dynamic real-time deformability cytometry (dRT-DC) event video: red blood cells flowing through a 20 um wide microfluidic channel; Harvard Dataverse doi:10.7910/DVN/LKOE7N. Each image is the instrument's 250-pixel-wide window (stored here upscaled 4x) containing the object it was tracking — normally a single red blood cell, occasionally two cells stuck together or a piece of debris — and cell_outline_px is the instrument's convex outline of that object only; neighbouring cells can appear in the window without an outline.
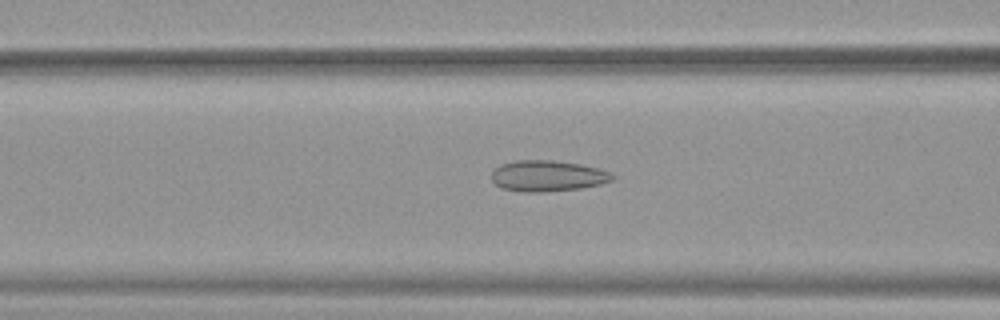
{"species": "common noctule bat (a hibernating species)", "species_latin": "Nyctalus noctula", "temperature_condition": "warm", "stored_images_in_passage": 44, "camera_frame_rate_fps": 3000, "um_per_image_px": 0.085, "animal": {"sex": "female", "body_mass_g": 19.9}, "frame": {"image": 1, "passage_image": 20, "time_ms": 6.333, "image_size_px": [1000, 320], "cell_outline_px": [[616, 176], [612, 180], [600, 184], [580, 188], [540, 192], [524, 192], [500, 188], [492, 180], [492, 172], [500, 164], [516, 160], [552, 160], [580, 164], [612, 172]], "centroid_in_image_um": [46.54, 14.95], "position_along_channel_um": 120.1, "area_um2": 21.79}}
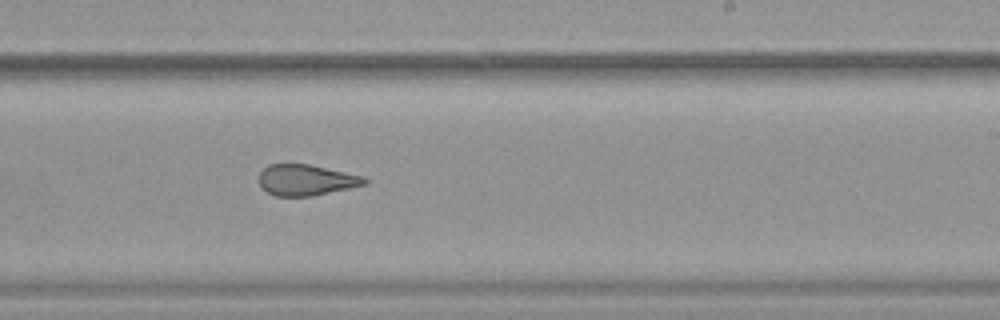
{"frame": {"image": 2, "passage_image": 31, "time_ms": 10.0, "image_size_px": [1000, 320], "cell_outline_px": [[372, 180], [368, 184], [312, 196], [276, 196], [260, 188], [256, 180], [260, 172], [268, 164], [308, 164], [364, 176]], "centroid_in_image_um": [26.01, 15.3], "position_along_channel_um": 263.0, "area_um2": 19.36}}
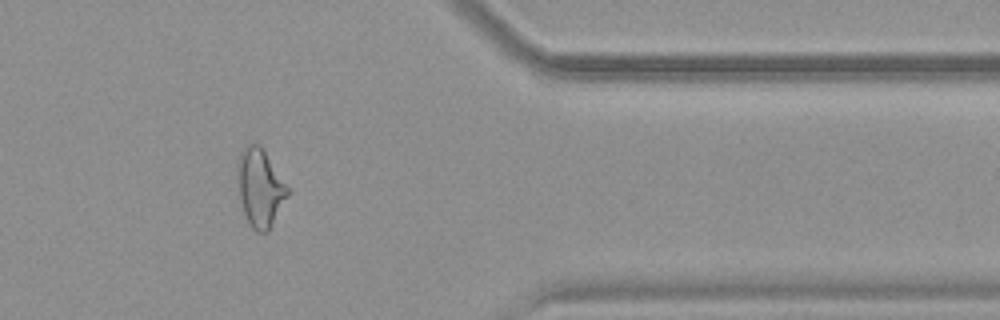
{"frame": {"image": 3, "passage_image": 42, "time_ms": 13.667, "image_size_px": [1000, 320], "cell_outline_px": [[288, 196], [268, 232], [256, 232], [248, 224], [236, 196], [236, 164], [240, 152], [248, 144], [260, 144], [288, 188]], "centroid_in_image_um": [22.03, 15.99], "position_along_channel_um": 389.4, "area_um2": 23.24}, "authors_computed_cell_mechanics": {"area_um2": 22.3108, "velocity_mm_per_s": 3.909, "shape_relaxation_time_tau1_ms": null, "shape_relaxation_time_tau2_ms": 1.5407, "deformation_change_tau1": null, "deformation_change_tau2": 0.1012}}